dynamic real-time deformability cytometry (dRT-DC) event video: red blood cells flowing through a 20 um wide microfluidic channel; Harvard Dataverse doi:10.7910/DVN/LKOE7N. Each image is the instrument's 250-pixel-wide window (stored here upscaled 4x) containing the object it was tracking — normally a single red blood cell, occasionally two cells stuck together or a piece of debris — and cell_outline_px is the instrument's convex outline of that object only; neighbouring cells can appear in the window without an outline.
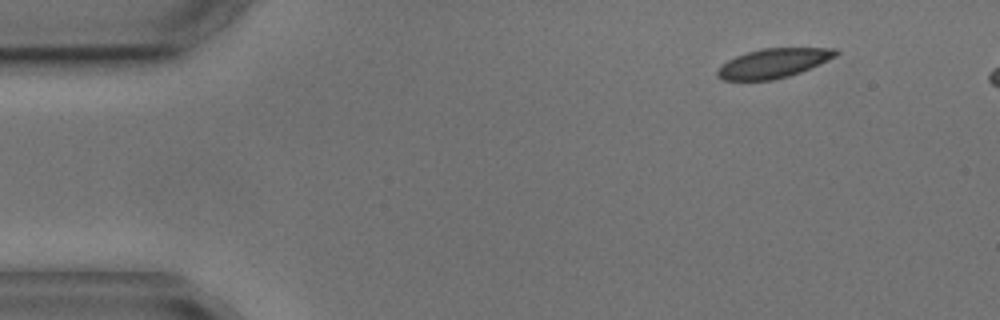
{"species": "common noctule bat (a hibernating species)", "species_latin": "Nyctalus noctula", "temperature_condition": "cold", "stored_images_in_passage": 6, "camera_frame_rate_fps": 3000, "um_per_image_px": 0.085, "animal": {"sex": "male", "body_mass_g": 17.9, "forearm_length_mm": 54.2}, "frame": {"image": 1, "passage_image": 1, "time_ms": 0.0, "image_size_px": [1000, 320], "cell_outline_px": [[840, 52], [836, 56], [828, 60], [800, 72], [788, 76], [772, 80], [724, 80], [716, 76], [716, 72], [728, 60], [736, 56], [748, 52], [764, 48], [836, 48]], "centroid_in_image_um": [65.76, 5.37], "position_along_channel_um": 19.2, "area_um2": 20.0}}